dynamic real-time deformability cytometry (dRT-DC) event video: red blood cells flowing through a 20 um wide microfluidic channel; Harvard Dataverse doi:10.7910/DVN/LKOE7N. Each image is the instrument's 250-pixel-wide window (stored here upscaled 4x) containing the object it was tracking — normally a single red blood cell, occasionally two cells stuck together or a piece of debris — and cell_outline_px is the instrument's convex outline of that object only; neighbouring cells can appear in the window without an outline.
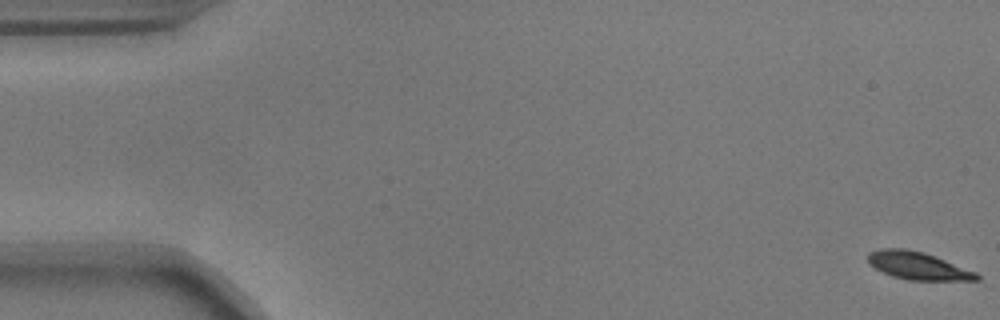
{"species": "common noctule bat (a hibernating species)", "species_latin": "Nyctalus noctula", "temperature_condition": "warm", "stored_images_in_passage": 10, "camera_frame_rate_fps": 3000, "um_per_image_px": 0.085, "animal": {"sex": "male", "body_mass_g": 17.9}, "frame": {"image": 1, "passage_image": 1, "time_ms": 0.0, "image_size_px": [1000, 320], "cell_outline_px": [[980, 280], [908, 280], [892, 276], [868, 264], [868, 252], [880, 248], [908, 248], [924, 252], [976, 272], [980, 276]], "centroid_in_image_um": [77.99, 22.58], "position_along_channel_um": 7.0, "area_um2": 17.51}}